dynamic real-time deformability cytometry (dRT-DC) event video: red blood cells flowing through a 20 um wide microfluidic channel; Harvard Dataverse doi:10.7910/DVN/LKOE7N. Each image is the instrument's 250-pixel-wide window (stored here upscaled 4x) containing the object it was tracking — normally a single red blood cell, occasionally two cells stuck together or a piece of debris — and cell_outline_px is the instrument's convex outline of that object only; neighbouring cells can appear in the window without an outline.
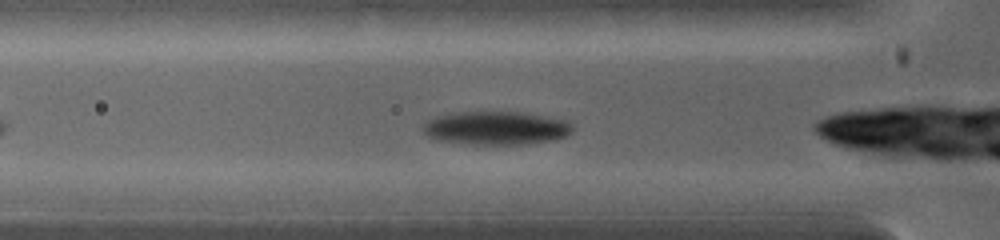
{"species": "common noctule bat (a hibernating species)", "species_latin": "Nyctalus noctula", "temperature_condition": "warm", "stored_images_in_passage": 29, "camera_frame_rate_fps": 5000, "um_per_image_px": 0.085, "animal": {"sex": "female", "body_mass_g": 19.0, "forearm_length_mm": 53.3}, "frame": {"image": 1, "passage_image": 2, "time_ms": 0.2, "image_size_px": [1000, 240], "cell_outline_px": [[572, 132], [556, 140], [528, 144], [472, 144], [436, 140], [428, 136], [420, 128], [428, 120], [436, 116], [448, 112], [520, 112], [564, 120], [572, 128]], "centroid_in_image_um": [42.09, 10.89], "position_along_channel_um": 83.7, "area_um2": 29.07}}
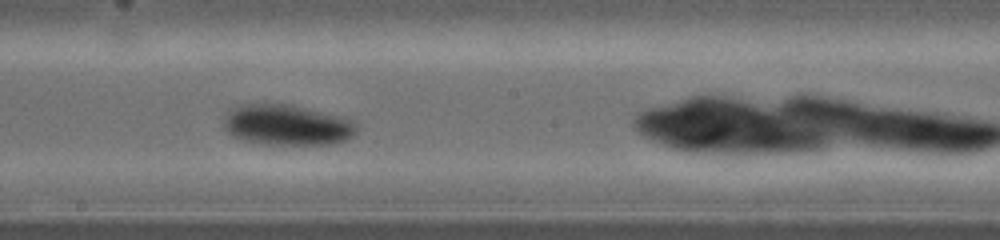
{"frame": {"image": 2, "passage_image": 13, "time_ms": 2.6, "image_size_px": [1000, 240], "cell_outline_px": [[356, 132], [348, 140], [332, 144], [264, 144], [240, 140], [232, 136], [224, 128], [224, 112], [228, 108], [244, 104], [292, 104], [344, 116], [356, 120]], "centroid_in_image_um": [24.4, 10.61], "position_along_channel_um": 223.8, "area_um2": 32.19}}
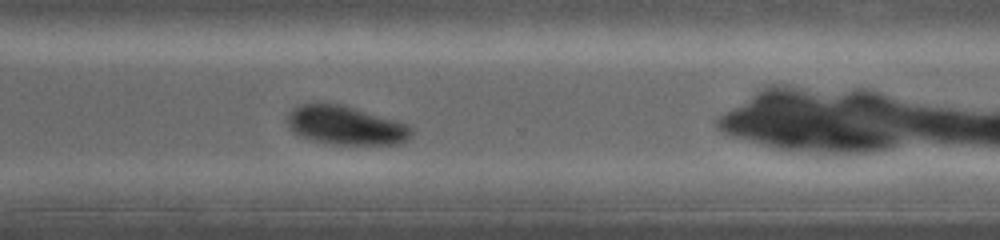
{"frame": {"image": 3, "passage_image": 22, "time_ms": 4.6, "image_size_px": [1000, 240], "cell_outline_px": [[412, 136], [400, 144], [332, 144], [312, 140], [300, 136], [292, 132], [288, 128], [284, 120], [288, 112], [292, 108], [300, 104], [340, 104], [400, 120], [408, 124], [412, 128]], "centroid_in_image_um": [29.37, 10.65], "position_along_channel_um": 341.2, "area_um2": 28.5}}